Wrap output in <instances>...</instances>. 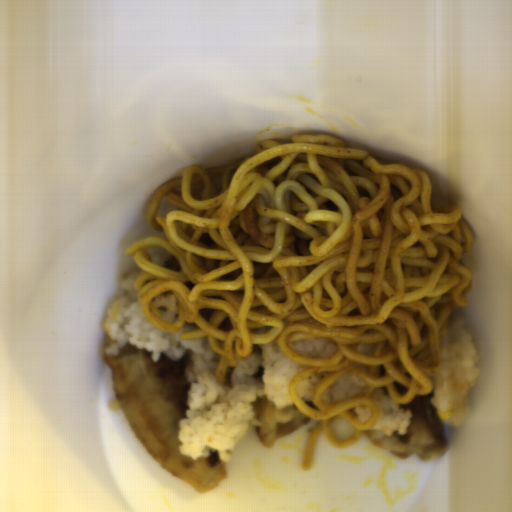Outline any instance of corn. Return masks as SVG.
Wrapping results in <instances>:
<instances>
[{
    "label": "corn",
    "instance_id": "51d56268",
    "mask_svg": "<svg viewBox=\"0 0 512 512\" xmlns=\"http://www.w3.org/2000/svg\"><path fill=\"white\" fill-rule=\"evenodd\" d=\"M435 412L438 416L439 421H451L454 413L452 411H442L435 406Z\"/></svg>",
    "mask_w": 512,
    "mask_h": 512
}]
</instances>
